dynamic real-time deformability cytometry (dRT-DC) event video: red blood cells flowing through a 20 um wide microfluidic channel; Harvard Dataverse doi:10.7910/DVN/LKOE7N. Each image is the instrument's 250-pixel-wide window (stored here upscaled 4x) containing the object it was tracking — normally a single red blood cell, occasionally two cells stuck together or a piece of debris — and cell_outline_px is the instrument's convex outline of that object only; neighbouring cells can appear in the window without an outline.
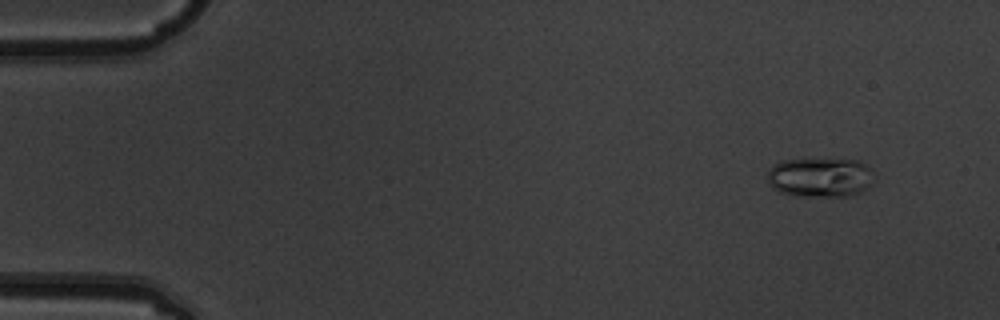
{"species": "common noctule bat (a hibernating species)", "species_latin": "Nyctalus noctula", "temperature_condition": "warm", "stored_images_in_passage": 2, "camera_frame_rate_fps": 3000, "um_per_image_px": 0.085, "animal": {"sex": "male", "body_mass_g": 19.5, "forearm_length_mm": 54.6}, "frame": {"image": 1, "passage_image": 2, "time_ms": 0.333, "image_size_px": [1000, 320], "cell_outline_px": [[872, 172], [868, 184], [860, 192], [848, 196], [796, 196], [780, 192], [772, 188], [768, 184], [768, 172], [772, 164], [780, 160], [860, 160], [868, 164], [872, 168]], "centroid_in_image_um": [69.66, 15.07], "position_along_channel_um": 15.3, "area_um2": 24.39}}